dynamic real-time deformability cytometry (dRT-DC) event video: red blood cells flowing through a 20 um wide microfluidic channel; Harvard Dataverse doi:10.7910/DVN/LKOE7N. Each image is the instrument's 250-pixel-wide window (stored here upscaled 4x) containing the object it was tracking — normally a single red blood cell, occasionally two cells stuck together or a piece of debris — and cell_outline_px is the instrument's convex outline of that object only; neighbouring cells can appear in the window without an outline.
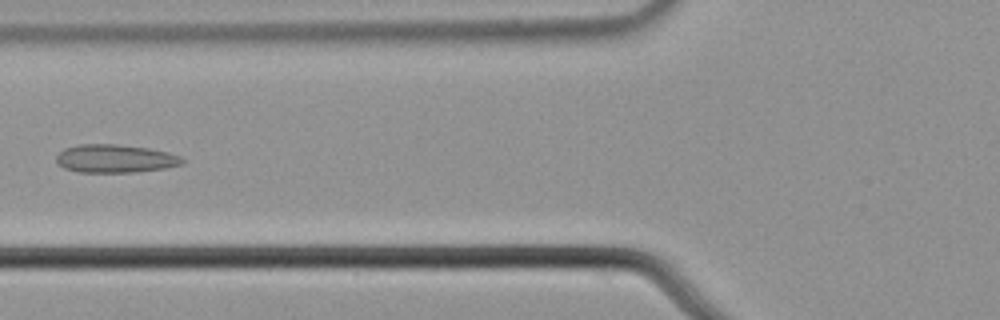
{"species": "common noctule bat (a hibernating species)", "species_latin": "Nyctalus noctula", "temperature_condition": "cold", "stored_images_in_passage": 6, "camera_frame_rate_fps": 3000, "um_per_image_px": 0.085, "animal": {"sex": "male", "body_mass_g": 21.5, "forearm_length_mm": 52.0}, "frame": {"image": 1, "passage_image": 6, "time_ms": 1.667, "image_size_px": [1000, 320], "cell_outline_px": [[184, 164], [164, 168], [136, 172], [80, 172], [64, 168], [56, 164], [56, 156], [64, 148], [80, 144], [116, 144], [148, 148], [168, 152], [180, 156], [184, 160]], "centroid_in_image_um": [9.78, 13.48], "position_along_channel_um": 116.0, "area_um2": 20.75}}